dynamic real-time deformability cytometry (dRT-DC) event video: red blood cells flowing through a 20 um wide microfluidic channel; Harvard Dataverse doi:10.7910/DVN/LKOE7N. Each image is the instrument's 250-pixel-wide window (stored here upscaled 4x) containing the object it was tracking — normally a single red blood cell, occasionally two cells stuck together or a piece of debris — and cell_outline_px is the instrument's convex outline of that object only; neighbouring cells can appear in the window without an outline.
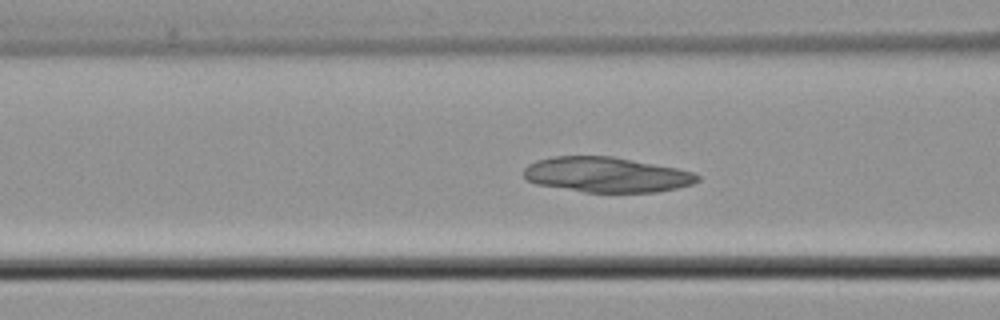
{"species": "common noctule bat (a hibernating species)", "species_latin": "Nyctalus noctula", "temperature_condition": "cold", "stored_images_in_passage": 55, "camera_frame_rate_fps": 3000, "um_per_image_px": 0.085, "animal": {"sex": "male", "body_mass_g": 21.5, "forearm_length_mm": 52.0}, "frame": {"image": 1, "passage_image": 22, "time_ms": 7.0, "image_size_px": [1000, 320], "cell_outline_px": [[700, 180], [692, 184], [676, 188], [656, 192], [584, 192], [536, 184], [528, 180], [524, 176], [524, 168], [528, 164], [536, 160], [552, 156], [612, 156], [676, 168], [692, 172], [700, 176]], "centroid_in_image_um": [51.53, 14.84], "position_along_channel_um": 115.1, "area_um2": 35.55}}
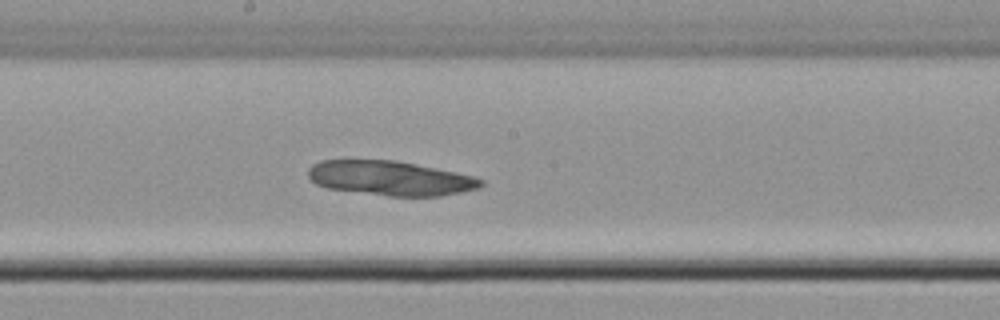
{"frame": {"image": 2, "passage_image": 30, "time_ms": 9.667, "image_size_px": [1000, 320], "cell_outline_px": [[484, 184], [480, 188], [440, 196], [388, 196], [328, 188], [316, 184], [308, 176], [308, 168], [312, 164], [320, 160], [396, 160], [456, 172], [472, 176], [484, 180]], "centroid_in_image_um": [33.17, 15.14], "position_along_channel_um": 215.0, "area_um2": 34.74}}
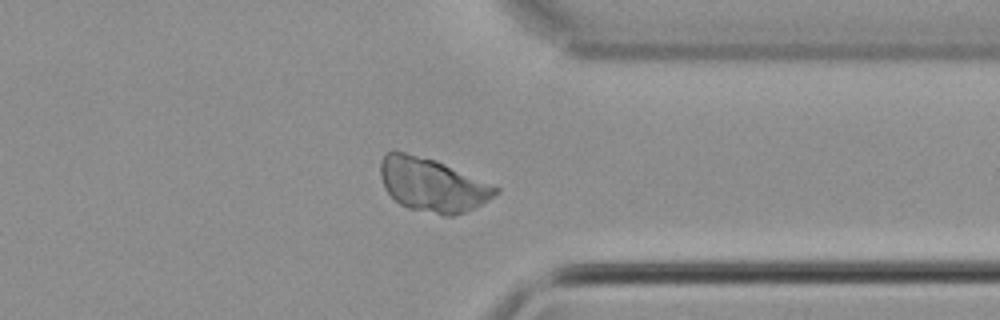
{"frame": {"image": 3, "passage_image": 43, "time_ms": 14.0, "image_size_px": [1000, 320], "cell_outline_px": [[500, 192], [476, 208], [452, 216], [444, 216], [408, 208], [400, 204], [384, 188], [380, 176], [380, 160], [388, 152], [404, 152], [436, 160], [500, 188]], "centroid_in_image_um": [36.75, 15.73], "position_along_channel_um": 374.6, "area_um2": 35.78}}